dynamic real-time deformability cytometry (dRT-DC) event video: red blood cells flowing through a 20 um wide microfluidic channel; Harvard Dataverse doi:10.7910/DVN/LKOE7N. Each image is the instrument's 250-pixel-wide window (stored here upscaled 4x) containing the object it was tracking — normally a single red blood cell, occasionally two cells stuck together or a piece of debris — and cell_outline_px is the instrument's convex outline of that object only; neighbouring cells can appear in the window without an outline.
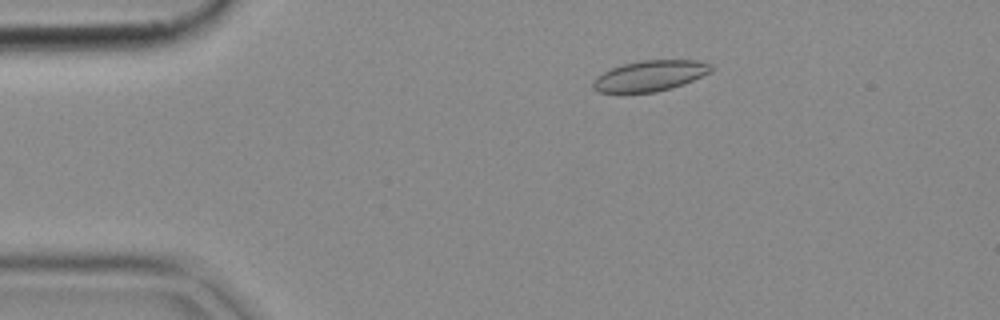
{"species": "common noctule bat (a hibernating species)", "species_latin": "Nyctalus noctula", "temperature_condition": "cold", "stored_images_in_passage": 53, "camera_frame_rate_fps": 3000, "um_per_image_px": 0.085, "animal": {"sex": "female", "body_mass_g": 18.4}, "frame": {"image": 1, "passage_image": 10, "time_ms": 3.0, "image_size_px": [1000, 320], "cell_outline_px": [[712, 72], [684, 84], [672, 88], [656, 92], [600, 92], [592, 88], [592, 80], [596, 76], [612, 68], [624, 64], [640, 60], [696, 60], [712, 64]], "centroid_in_image_um": [55.27, 6.44], "position_along_channel_um": 29.7, "area_um2": 21.15}}
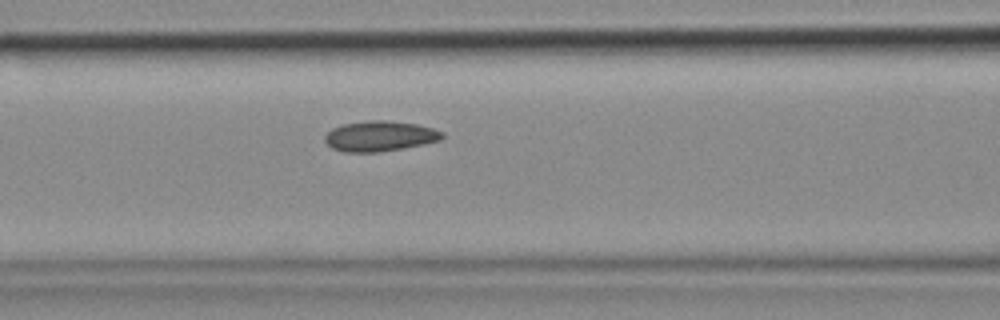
{"frame": {"image": 2, "passage_image": 22, "time_ms": 7.0, "image_size_px": [1000, 320], "cell_outline_px": [[444, 136], [440, 140], [424, 144], [380, 152], [344, 152], [332, 148], [324, 140], [324, 136], [332, 128], [344, 124], [368, 120], [388, 120], [416, 124], [432, 128], [444, 132]], "centroid_in_image_um": [32.28, 11.57], "position_along_channel_um": 134.3, "area_um2": 20.75}}
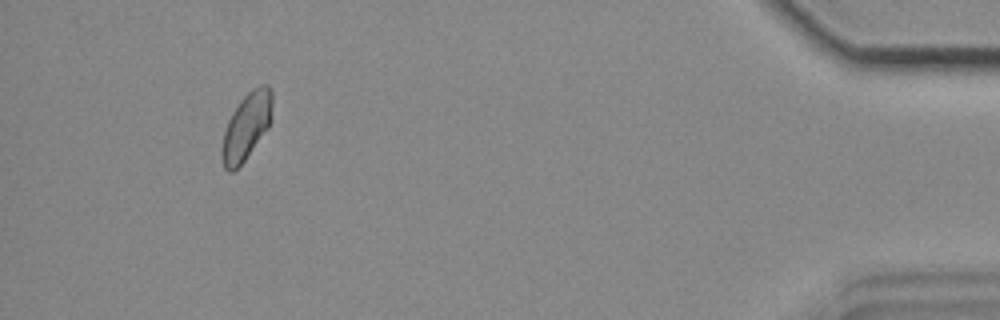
{"frame": {"image": 3, "passage_image": 49, "time_ms": 16.0, "image_size_px": [1000, 320], "cell_outline_px": [[272, 108], [268, 128], [244, 160], [232, 172], [228, 172], [224, 168], [220, 156], [220, 148], [224, 132], [228, 120], [232, 112], [240, 100], [252, 88], [260, 84], [268, 84], [272, 88]], "centroid_in_image_um": [20.93, 10.72], "position_along_channel_um": 414.3, "area_um2": 19.71}}